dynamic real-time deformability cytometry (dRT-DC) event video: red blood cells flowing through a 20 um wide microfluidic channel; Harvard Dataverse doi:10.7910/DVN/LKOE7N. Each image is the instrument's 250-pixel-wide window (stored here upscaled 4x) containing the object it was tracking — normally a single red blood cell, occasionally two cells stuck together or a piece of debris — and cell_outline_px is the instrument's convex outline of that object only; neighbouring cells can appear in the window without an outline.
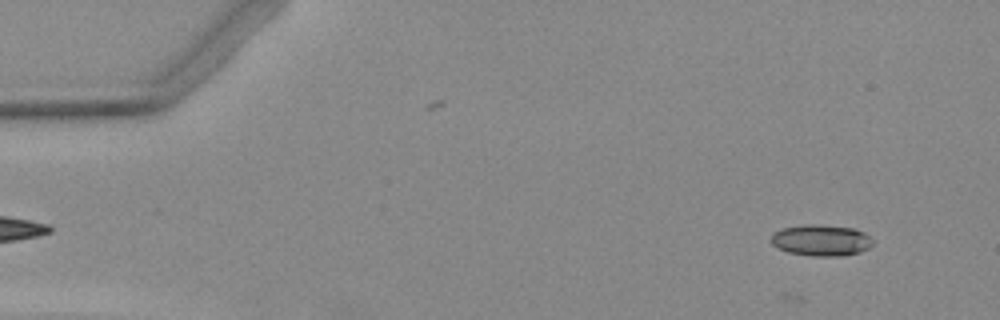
{"species": "Egyptian fruit bat (a non-hibernating species)", "species_latin": "Rousettus aegyptiacus", "temperature_condition": "warm", "stored_images_in_passage": 4, "camera_frame_rate_fps": 3000, "um_per_image_px": 0.085, "animal": {"sex": "female"}, "frame": {"image": 1, "passage_image": 4, "time_ms": 1.0, "image_size_px": [1000, 320], "cell_outline_px": [[872, 244], [868, 248], [860, 252], [844, 256], [812, 256], [788, 252], [776, 248], [772, 244], [772, 232], [780, 228], [804, 224], [816, 224], [856, 228], [864, 232], [872, 240]], "centroid_in_image_um": [69.77, 20.41], "position_along_channel_um": 15.2, "area_um2": 18.79}}